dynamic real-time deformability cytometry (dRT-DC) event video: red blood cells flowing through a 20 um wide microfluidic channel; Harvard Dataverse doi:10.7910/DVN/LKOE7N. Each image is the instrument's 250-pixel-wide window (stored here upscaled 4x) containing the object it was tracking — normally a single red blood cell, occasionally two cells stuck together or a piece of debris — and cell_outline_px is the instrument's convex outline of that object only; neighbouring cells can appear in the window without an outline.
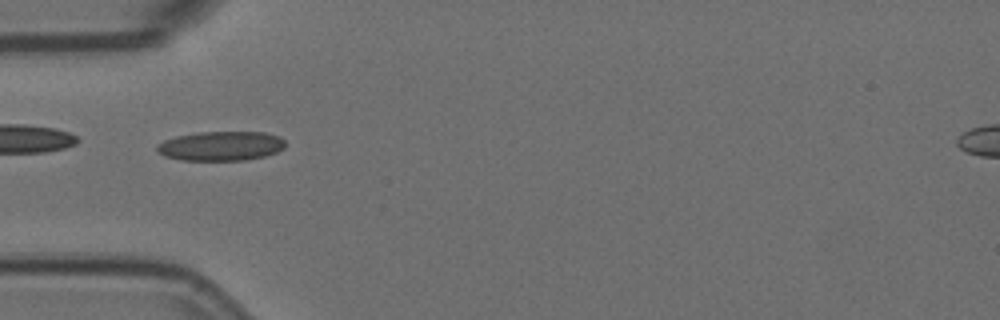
{"species": "Egyptian fruit bat (a non-hibernating species)", "species_latin": "Rousettus aegyptiacus", "temperature_condition": "room temperature", "stored_images_in_passage": 14, "camera_frame_rate_fps": 3000, "um_per_image_px": 0.085, "animal": {"sex": "female"}, "frame": {"image": 1, "passage_image": 4, "time_ms": 1.0, "image_size_px": [1000, 320], "cell_outline_px": [[284, 148], [276, 152], [264, 156], [244, 160], [180, 160], [164, 156], [156, 152], [156, 144], [164, 140], [176, 136], [196, 132], [264, 132], [280, 136], [284, 140]], "centroid_in_image_um": [18.74, 12.4], "position_along_channel_um": 66.3, "area_um2": 22.14}}
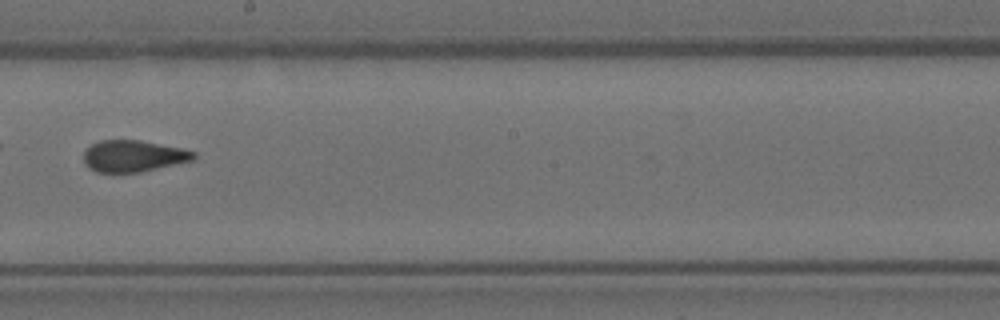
{"frame": {"image": 2, "passage_image": 8, "time_ms": 2.333, "image_size_px": [1000, 320], "cell_outline_px": [[196, 156], [192, 160], [140, 172], [96, 172], [88, 168], [84, 164], [84, 152], [92, 144], [100, 140], [140, 140], [180, 148], [196, 152]], "centroid_in_image_um": [11.3, 13.26], "position_along_channel_um": 236.9, "area_um2": 20.06}}
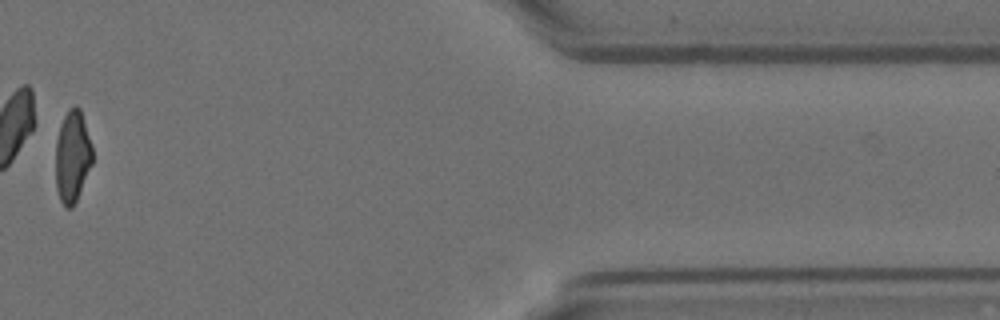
{"frame": {"image": 3, "passage_image": 13, "time_ms": 4.0, "image_size_px": [1000, 320], "cell_outline_px": [[92, 164], [76, 200], [72, 208], [64, 208], [60, 200], [56, 188], [56, 140], [60, 124], [68, 108], [76, 104], [80, 108], [92, 144]], "centroid_in_image_um": [6.15, 13.28], "position_along_channel_um": 405.3, "area_um2": 19.83}}